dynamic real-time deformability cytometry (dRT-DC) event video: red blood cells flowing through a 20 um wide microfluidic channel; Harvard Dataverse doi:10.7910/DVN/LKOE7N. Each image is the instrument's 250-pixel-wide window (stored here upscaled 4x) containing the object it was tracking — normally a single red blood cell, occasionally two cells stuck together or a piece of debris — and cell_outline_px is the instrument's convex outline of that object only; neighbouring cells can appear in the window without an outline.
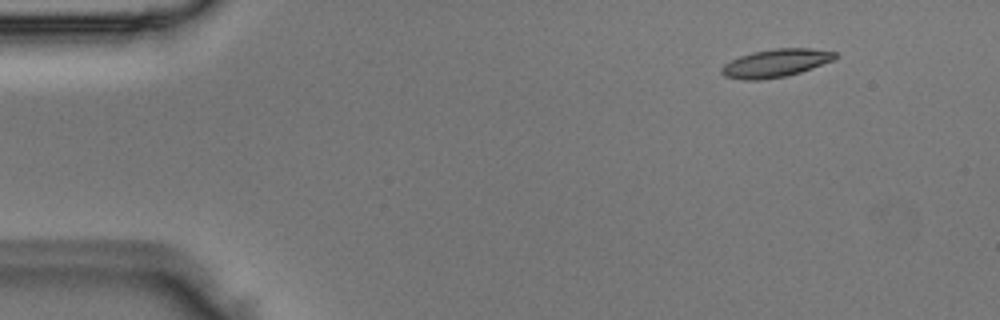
{"species": "Egyptian fruit bat (a non-hibernating species)", "species_latin": "Rousettus aegyptiacus", "temperature_condition": "room temperature", "stored_images_in_passage": 4, "camera_frame_rate_fps": 3000, "um_per_image_px": 0.085, "animal": {"sex": "male"}, "frame": {"image": 1, "passage_image": 4, "time_ms": 1.0, "image_size_px": [1000, 320], "cell_outline_px": [[836, 60], [788, 76], [760, 80], [744, 80], [724, 76], [720, 72], [720, 68], [724, 64], [740, 56], [752, 52], [776, 48], [812, 48], [836, 52]], "centroid_in_image_um": [65.95, 5.37], "position_along_channel_um": 19.1, "area_um2": 18.67}}